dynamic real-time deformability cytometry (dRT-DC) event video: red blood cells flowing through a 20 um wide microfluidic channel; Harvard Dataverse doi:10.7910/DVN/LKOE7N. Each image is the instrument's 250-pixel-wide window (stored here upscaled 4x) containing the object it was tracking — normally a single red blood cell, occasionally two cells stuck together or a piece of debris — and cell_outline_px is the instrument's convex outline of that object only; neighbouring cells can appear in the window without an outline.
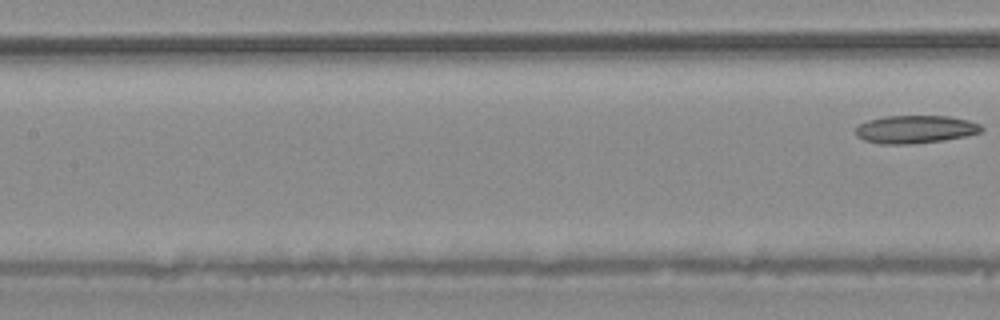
{"species": "common noctule bat (a hibernating species)", "species_latin": "Nyctalus noctula", "temperature_condition": "warm", "stored_images_in_passage": 6, "segment_of_instrument_passage": [2, 2], "camera_frame_rate_fps": 3000, "um_per_image_px": 0.085, "animal": {"sex": "male", "body_mass_g": 20.4}, "frame": {"image": 1, "passage_image": 6, "time_ms": 1.667, "image_size_px": [1000, 320], "cell_outline_px": [[984, 132], [944, 140], [908, 144], [884, 144], [864, 140], [856, 136], [856, 128], [860, 124], [868, 120], [884, 116], [948, 116], [968, 120], [980, 124], [984, 128]], "centroid_in_image_um": [77.82, 10.99], "position_along_channel_um": 129.6, "area_um2": 20.46}}